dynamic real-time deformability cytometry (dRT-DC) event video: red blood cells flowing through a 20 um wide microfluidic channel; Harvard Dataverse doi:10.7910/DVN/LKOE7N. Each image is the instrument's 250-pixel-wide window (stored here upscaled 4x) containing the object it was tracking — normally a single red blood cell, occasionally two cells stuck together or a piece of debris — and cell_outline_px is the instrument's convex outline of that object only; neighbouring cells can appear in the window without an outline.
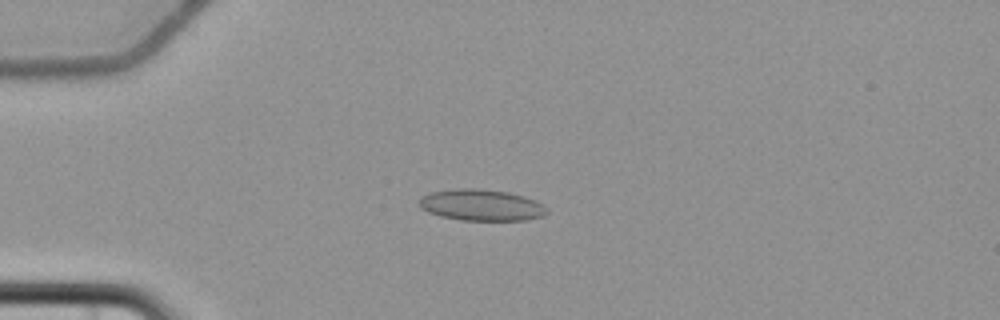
{"species": "common noctule bat (a hibernating species)", "species_latin": "Nyctalus noctula", "temperature_condition": "cold", "stored_images_in_passage": 4, "camera_frame_rate_fps": 3000, "um_per_image_px": 0.085, "animal": {"sex": "female", "body_mass_g": 22.7, "forearm_length_mm": 54.2}, "frame": {"image": 1, "passage_image": 4, "time_ms": 3.667, "image_size_px": [1000, 320], "cell_outline_px": [[548, 212], [544, 216], [528, 220], [460, 220], [440, 216], [428, 212], [420, 208], [416, 204], [420, 196], [432, 192], [456, 188], [480, 188], [508, 192], [524, 196], [536, 200], [544, 204], [548, 208]], "centroid_in_image_um": [40.91, 17.43], "position_along_channel_um": 44.1, "area_um2": 23.81}}